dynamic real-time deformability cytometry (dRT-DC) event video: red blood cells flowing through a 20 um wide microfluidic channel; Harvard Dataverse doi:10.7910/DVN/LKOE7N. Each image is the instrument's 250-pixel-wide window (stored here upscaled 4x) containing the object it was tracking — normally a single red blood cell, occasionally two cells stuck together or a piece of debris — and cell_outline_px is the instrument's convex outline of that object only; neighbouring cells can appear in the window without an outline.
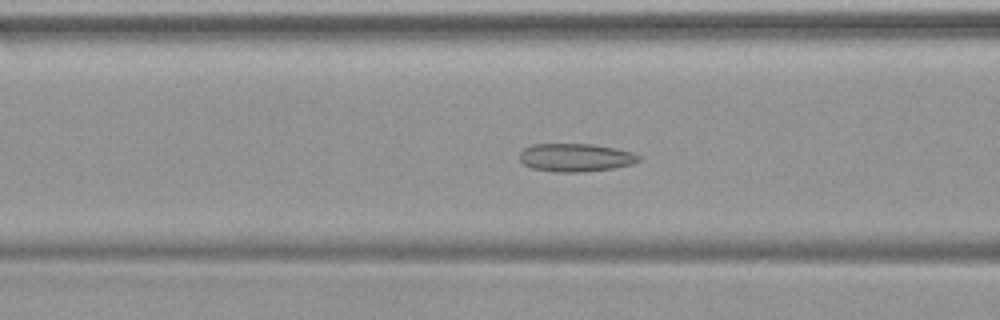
{"species": "common noctule bat (a hibernating species)", "species_latin": "Nyctalus noctula", "temperature_condition": "warm", "stored_images_in_passage": 49, "camera_frame_rate_fps": 3000, "um_per_image_px": 0.085, "animal": {"sex": "female", "body_mass_g": 19.9}, "frame": {"image": 1, "passage_image": 20, "time_ms": 6.333, "image_size_px": [1000, 320], "cell_outline_px": [[640, 160], [632, 164], [612, 168], [580, 172], [556, 172], [532, 168], [524, 164], [520, 160], [520, 152], [524, 148], [532, 144], [596, 144], [616, 148], [632, 152], [640, 156]], "centroid_in_image_um": [48.92, 13.38], "position_along_channel_um": 117.7, "area_um2": 19.54}}
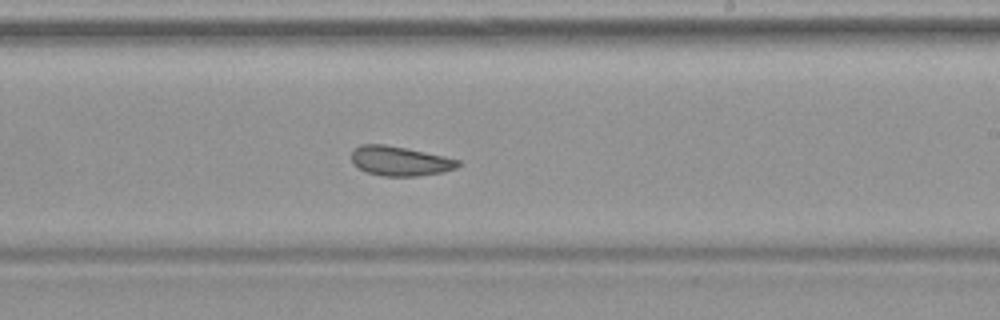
{"frame": {"image": 2, "passage_image": 30, "time_ms": 9.667, "image_size_px": [1000, 320], "cell_outline_px": [[460, 164], [456, 168], [440, 172], [416, 176], [384, 176], [368, 172], [352, 164], [352, 148], [360, 144], [384, 144], [444, 156], [460, 160]], "centroid_in_image_um": [33.96, 13.68], "position_along_channel_um": 255.0, "area_um2": 18.15}}
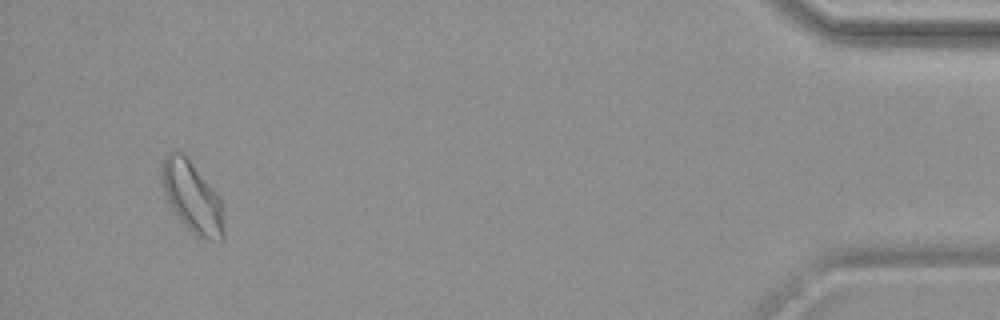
{"frame": {"image": 3, "passage_image": 47, "time_ms": 15.333, "image_size_px": [1000, 320], "cell_outline_px": [[224, 240], [200, 240], [180, 220], [164, 196], [160, 184], [160, 168], [164, 156], [168, 152], [176, 148], [188, 156], [220, 196], [224, 228]], "centroid_in_image_um": [16.3, 16.7], "position_along_channel_um": 418.9, "area_um2": 26.59}}